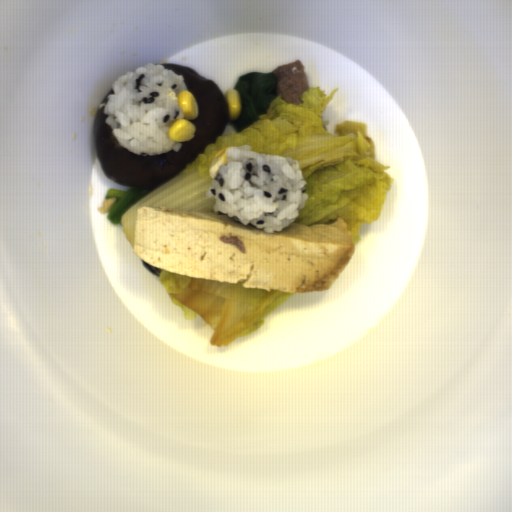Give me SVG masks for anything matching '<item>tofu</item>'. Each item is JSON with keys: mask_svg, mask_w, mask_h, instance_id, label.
Segmentation results:
<instances>
[{"mask_svg": "<svg viewBox=\"0 0 512 512\" xmlns=\"http://www.w3.org/2000/svg\"><path fill=\"white\" fill-rule=\"evenodd\" d=\"M223 235L238 237L245 253L219 241ZM355 251L340 218L311 226L293 222L266 233L224 213L144 205L137 209L133 255L183 276L296 294L328 291Z\"/></svg>", "mask_w": 512, "mask_h": 512, "instance_id": "5b9d583a", "label": "tofu"}]
</instances>
